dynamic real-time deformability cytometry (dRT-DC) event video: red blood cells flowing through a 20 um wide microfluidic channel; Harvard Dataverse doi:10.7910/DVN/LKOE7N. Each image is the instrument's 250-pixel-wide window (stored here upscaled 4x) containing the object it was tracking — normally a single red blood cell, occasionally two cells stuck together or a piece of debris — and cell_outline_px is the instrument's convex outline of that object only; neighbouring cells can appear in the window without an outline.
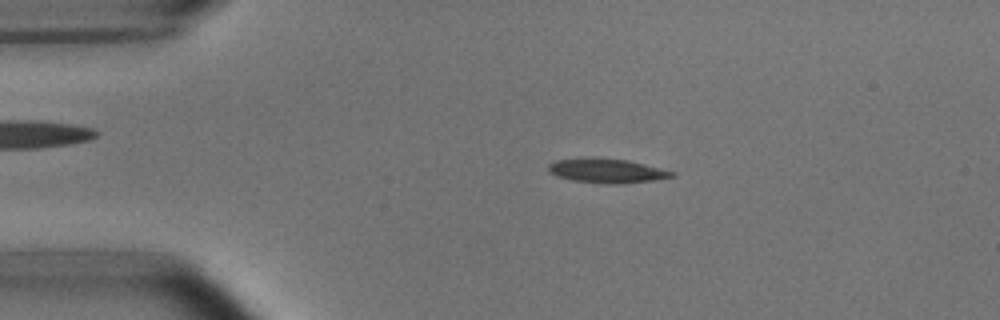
{"species": "common noctule bat (a hibernating species)", "species_latin": "Nyctalus noctula", "temperature_condition": "room temperature", "stored_images_in_passage": 3, "camera_frame_rate_fps": 3000, "um_per_image_px": 0.085, "animal": {"sex": "male", "body_mass_g": 15.6}, "frame": {"image": 1, "passage_image": 2, "time_ms": 0.333, "image_size_px": [1000, 320], "cell_outline_px": [[676, 176], [652, 180], [572, 180], [556, 176], [548, 168], [548, 164], [556, 160], [628, 160], [676, 172]], "centroid_in_image_um": [51.62, 14.48], "position_along_channel_um": 33.4, "area_um2": 15.26}}